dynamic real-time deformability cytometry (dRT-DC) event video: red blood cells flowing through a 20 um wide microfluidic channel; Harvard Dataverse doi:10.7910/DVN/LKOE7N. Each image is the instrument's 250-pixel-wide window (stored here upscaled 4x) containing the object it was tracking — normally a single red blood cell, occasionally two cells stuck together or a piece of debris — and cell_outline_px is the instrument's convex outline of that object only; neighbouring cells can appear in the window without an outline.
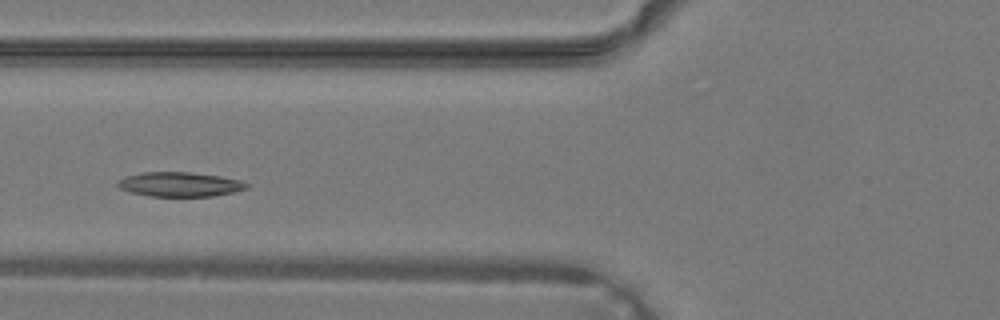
{"species": "common noctule bat (a hibernating species)", "species_latin": "Nyctalus noctula", "temperature_condition": "warm", "stored_images_in_passage": 33, "camera_frame_rate_fps": 3000, "um_per_image_px": 0.085, "animal": {"sex": "male", "body_mass_g": 19.2, "forearm_length_mm": 51.8}, "frame": {"image": 1, "passage_image": 9, "time_ms": 2.667, "image_size_px": [1000, 320], "cell_outline_px": [[248, 188], [232, 192], [212, 196], [148, 196], [132, 192], [120, 188], [116, 184], [116, 180], [124, 176], [144, 172], [192, 172], [220, 176], [240, 180], [248, 184]], "centroid_in_image_um": [15.24, 15.66], "position_along_channel_um": 110.6, "area_um2": 18.38}}
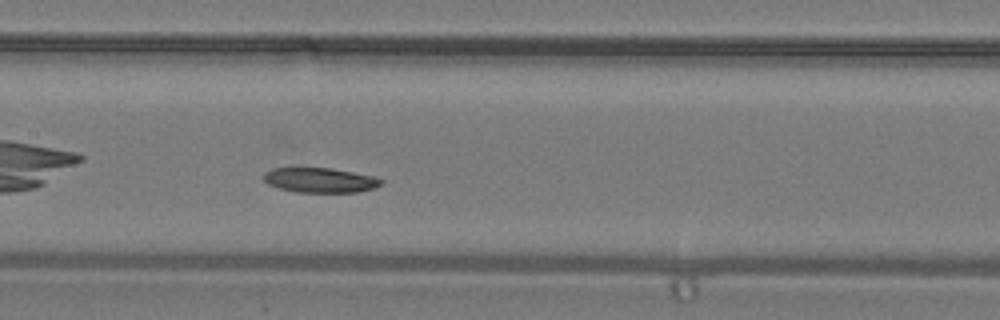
{"frame": {"image": 2, "passage_image": 13, "time_ms": 4.0, "image_size_px": [1000, 320], "cell_outline_px": [[384, 180], [380, 184], [372, 188], [356, 192], [296, 192], [280, 188], [268, 184], [264, 180], [264, 172], [272, 168], [332, 168], [372, 176]], "centroid_in_image_um": [27.17, 15.31], "position_along_channel_um": 180.2, "area_um2": 16.76}}
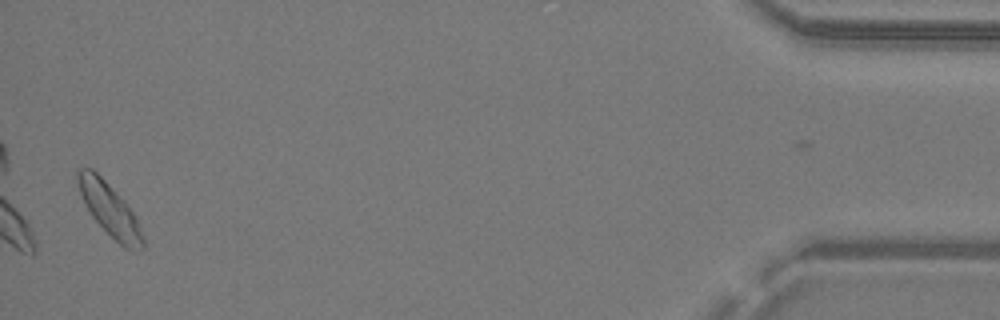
{"frame": {"image": 3, "passage_image": 32, "time_ms": 10.333, "image_size_px": [1000, 320], "cell_outline_px": [[144, 248], [124, 248], [92, 216], [84, 204], [76, 180], [76, 172], [80, 168], [92, 168], [124, 200], [132, 212], [136, 220], [144, 240]], "centroid_in_image_um": [9.27, 17.76], "position_along_channel_um": 425.9, "area_um2": 19.25}}